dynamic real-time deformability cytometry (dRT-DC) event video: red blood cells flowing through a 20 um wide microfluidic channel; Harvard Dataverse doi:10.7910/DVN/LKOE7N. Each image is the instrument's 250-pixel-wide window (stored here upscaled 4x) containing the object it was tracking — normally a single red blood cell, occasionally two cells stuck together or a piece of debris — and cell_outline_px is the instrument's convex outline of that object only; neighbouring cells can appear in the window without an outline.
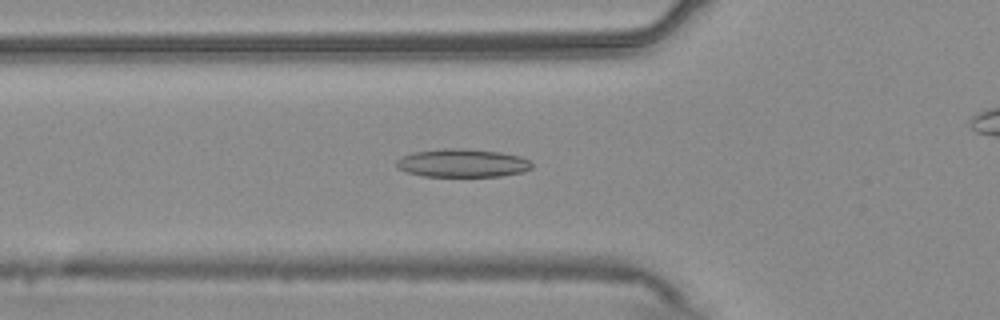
{"species": "common noctule bat (a hibernating species)", "species_latin": "Nyctalus noctula", "temperature_condition": "warm", "stored_images_in_passage": 47, "camera_frame_rate_fps": 3000, "um_per_image_px": 0.085, "animal": {"sex": "male", "body_mass_g": 20.4}, "frame": {"image": 1, "passage_image": 19, "time_ms": 6.0, "image_size_px": [1000, 320], "cell_outline_px": [[532, 168], [524, 172], [500, 176], [424, 176], [408, 172], [400, 168], [396, 164], [396, 160], [412, 152], [444, 148], [464, 148], [500, 152], [520, 156], [528, 160], [532, 164]], "centroid_in_image_um": [39.33, 13.85], "position_along_channel_um": 86.5, "area_um2": 22.2}}
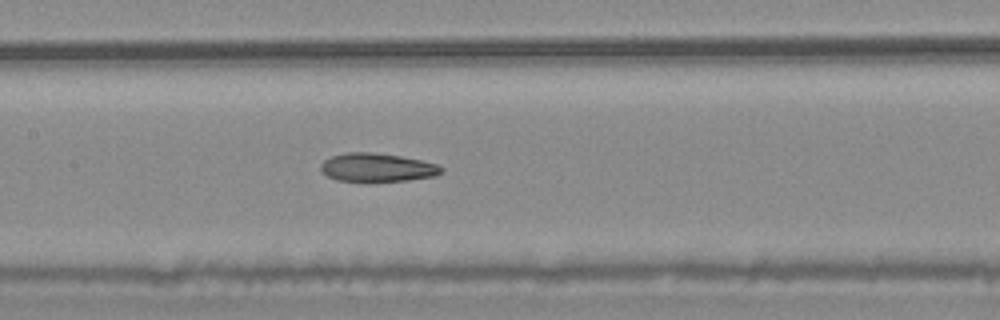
{"frame": {"image": 2, "passage_image": 26, "time_ms": 8.333, "image_size_px": [1000, 320], "cell_outline_px": [[444, 172], [436, 176], [408, 180], [336, 180], [328, 176], [320, 168], [320, 164], [324, 160], [332, 156], [348, 152], [372, 152], [400, 156], [420, 160], [436, 164], [444, 168]], "centroid_in_image_um": [32.09, 14.22], "position_along_channel_um": 175.3, "area_um2": 19.65}}
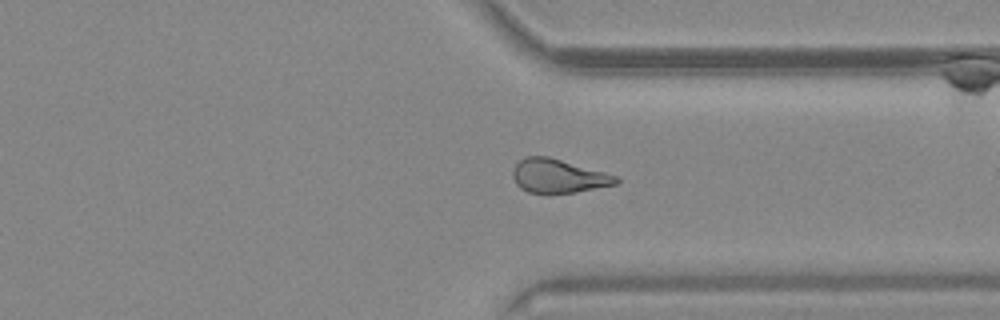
{"frame": {"image": 3, "passage_image": 41, "time_ms": 13.333, "image_size_px": [1000, 320], "cell_outline_px": [[620, 180], [616, 184], [576, 192], [528, 192], [520, 188], [516, 184], [512, 176], [512, 172], [516, 164], [524, 156], [548, 156], [604, 172], [616, 176]], "centroid_in_image_um": [47.42, 14.95], "position_along_channel_um": 364.0, "area_um2": 20.0}}